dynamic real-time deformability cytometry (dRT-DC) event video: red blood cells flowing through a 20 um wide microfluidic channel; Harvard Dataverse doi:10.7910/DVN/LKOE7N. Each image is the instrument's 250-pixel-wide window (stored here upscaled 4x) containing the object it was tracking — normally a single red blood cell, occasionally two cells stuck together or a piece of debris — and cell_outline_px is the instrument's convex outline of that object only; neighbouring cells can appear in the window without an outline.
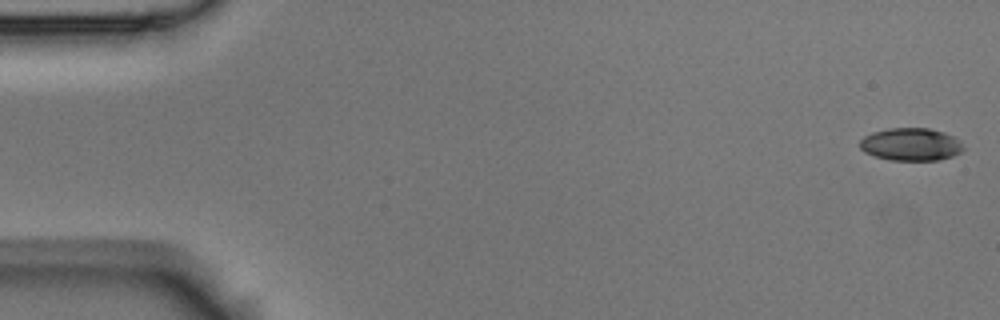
{"species": "Egyptian fruit bat (a non-hibernating species)", "species_latin": "Rousettus aegyptiacus", "temperature_condition": "room temperature", "stored_images_in_passage": 6, "camera_frame_rate_fps": 3000, "um_per_image_px": 0.085, "animal": {"sex": "male"}, "frame": {"image": 1, "passage_image": 1, "time_ms": 0.0, "image_size_px": [1000, 320], "cell_outline_px": [[964, 148], [960, 152], [952, 156], [936, 160], [888, 160], [864, 152], [860, 148], [860, 140], [864, 136], [872, 132], [888, 128], [928, 128], [944, 132], [960, 140]], "centroid_in_image_um": [77.41, 12.26], "position_along_channel_um": 7.6, "area_um2": 19.71}}
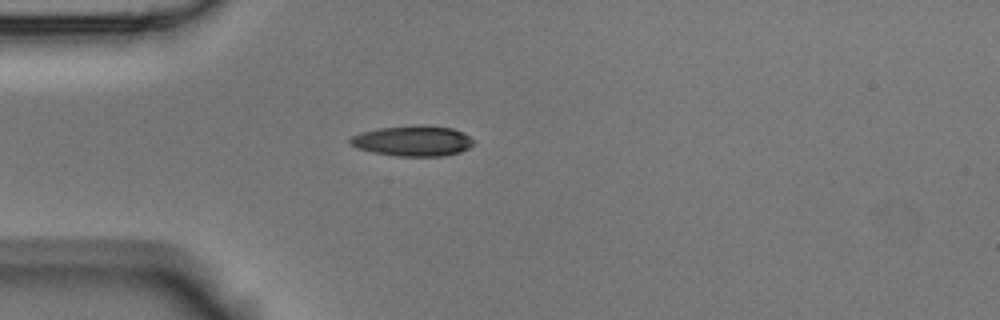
{"frame": {"image": 2, "passage_image": 5, "time_ms": 1.333, "image_size_px": [1000, 320], "cell_outline_px": [[476, 140], [468, 148], [460, 152], [444, 156], [400, 156], [372, 152], [356, 148], [348, 144], [348, 140], [352, 136], [360, 132], [380, 128], [412, 124], [424, 124], [452, 128], [464, 132]], "centroid_in_image_um": [35.09, 11.96], "position_along_channel_um": 49.9, "area_um2": 22.37}}